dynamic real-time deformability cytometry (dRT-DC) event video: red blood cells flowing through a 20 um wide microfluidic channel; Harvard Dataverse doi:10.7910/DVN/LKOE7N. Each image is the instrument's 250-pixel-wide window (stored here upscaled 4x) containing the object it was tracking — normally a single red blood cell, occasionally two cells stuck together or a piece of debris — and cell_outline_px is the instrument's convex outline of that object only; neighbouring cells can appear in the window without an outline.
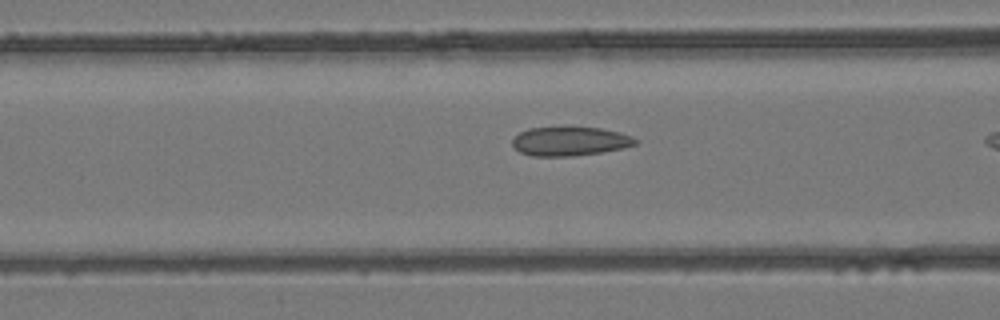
{"species": "common noctule bat (a hibernating species)", "species_latin": "Nyctalus noctula", "temperature_condition": "room temperature", "stored_images_in_passage": 6, "camera_frame_rate_fps": 3000, "um_per_image_px": 0.085, "animal": {"sex": "female", "body_mass_g": 24.6, "forearm_length_mm": 56.2}, "frame": {"image": 1, "passage_image": 5, "time_ms": 1.333, "image_size_px": [1000, 320], "cell_outline_px": [[640, 140], [636, 144], [624, 148], [600, 152], [572, 156], [532, 156], [520, 152], [512, 144], [512, 140], [520, 132], [528, 128], [564, 124], [600, 128], [620, 132], [632, 136]], "centroid_in_image_um": [48.45, 11.96], "position_along_channel_um": 118.2, "area_um2": 21.62}}